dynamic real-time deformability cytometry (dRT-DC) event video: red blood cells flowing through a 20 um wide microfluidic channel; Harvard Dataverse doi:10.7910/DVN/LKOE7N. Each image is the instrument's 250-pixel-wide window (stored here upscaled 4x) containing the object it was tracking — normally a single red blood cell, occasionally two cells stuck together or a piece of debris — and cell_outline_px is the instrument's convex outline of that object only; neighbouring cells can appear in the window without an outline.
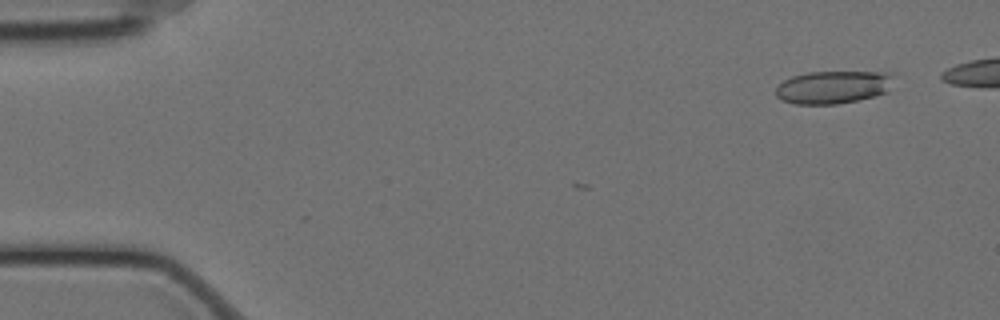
{"species": "Egyptian fruit bat (a non-hibernating species)", "species_latin": "Rousettus aegyptiacus", "temperature_condition": "cold", "stored_images_in_passage": 2, "camera_frame_rate_fps": 3000, "um_per_image_px": 0.085, "animal": {"sex": "female"}, "frame": {"image": 1, "passage_image": 2, "time_ms": 0.333, "image_size_px": [1000, 320], "cell_outline_px": [[892, 76], [888, 92], [856, 100], [836, 104], [796, 104], [780, 100], [776, 96], [776, 88], [784, 80], [792, 76], [808, 72], [888, 72]], "centroid_in_image_um": [70.77, 7.41], "position_along_channel_um": 14.2, "area_um2": 22.37}}